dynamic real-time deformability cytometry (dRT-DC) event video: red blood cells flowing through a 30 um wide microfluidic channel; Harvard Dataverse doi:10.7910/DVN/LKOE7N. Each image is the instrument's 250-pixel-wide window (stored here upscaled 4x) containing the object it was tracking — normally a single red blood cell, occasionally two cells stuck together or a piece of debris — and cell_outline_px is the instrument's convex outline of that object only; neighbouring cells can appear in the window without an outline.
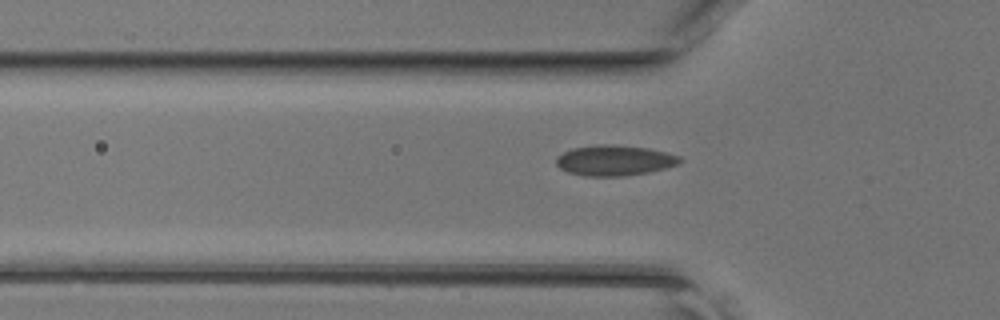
{"species": "common noctule bat (a hibernating species)", "species_latin": "Nyctalus noctula", "temperature_condition": "room temperature", "stored_images_in_passage": 30, "camera_frame_rate_fps": 3000, "um_per_image_px": 0.085, "animal": {"sex": "female", "body_mass_g": 17.0, "forearm_length_mm": 48.0}, "frame": {"image": 1, "passage_image": 3, "time_ms": 0.667, "image_size_px": [1000, 320], "cell_outline_px": [[684, 160], [680, 164], [648, 172], [624, 176], [584, 176], [568, 172], [560, 168], [556, 164], [556, 156], [572, 148], [600, 144], [612, 144], [648, 148], [680, 156]], "centroid_in_image_um": [52.23, 13.63], "position_along_channel_um": 73.6, "area_um2": 22.02}}
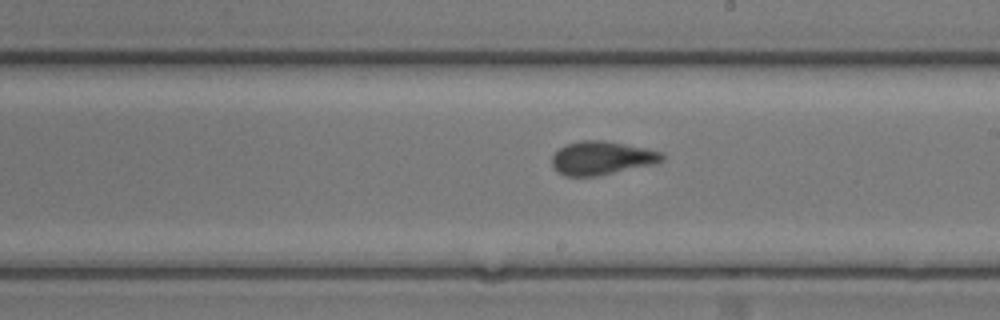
{"frame": {"image": 2, "passage_image": 14, "time_ms": 4.333, "image_size_px": [1000, 320], "cell_outline_px": [[664, 160], [656, 164], [596, 176], [564, 176], [552, 168], [552, 156], [564, 144], [580, 140], [604, 140], [664, 152]], "centroid_in_image_um": [51.14, 13.43], "position_along_channel_um": 237.9, "area_um2": 21.68}}
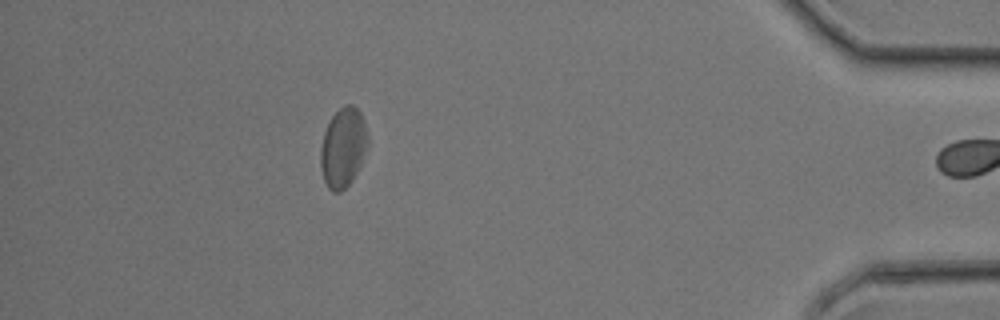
{"frame": {"image": 3, "passage_image": 29, "time_ms": 9.333, "image_size_px": [1000, 320], "cell_outline_px": [[368, 144], [360, 164], [352, 180], [340, 192], [332, 192], [328, 188], [324, 180], [320, 168], [320, 148], [324, 132], [332, 116], [344, 104], [352, 104], [360, 112], [364, 120], [368, 136]], "centroid_in_image_um": [29.15, 12.53], "position_along_channel_um": 406.0, "area_um2": 21.85}}